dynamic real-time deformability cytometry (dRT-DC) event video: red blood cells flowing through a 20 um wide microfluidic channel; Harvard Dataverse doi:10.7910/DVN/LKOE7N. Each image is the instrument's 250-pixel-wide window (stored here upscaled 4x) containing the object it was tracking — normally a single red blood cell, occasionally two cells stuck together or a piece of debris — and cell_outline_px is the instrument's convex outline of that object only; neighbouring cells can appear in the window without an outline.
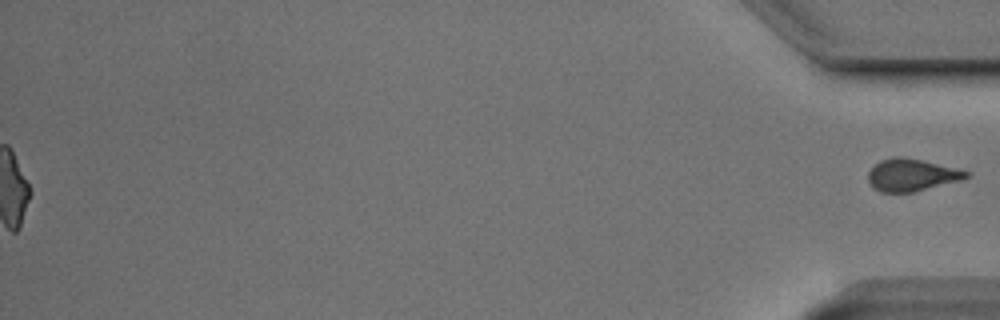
{"species": "Egyptian fruit bat (a non-hibernating species)", "species_latin": "Rousettus aegyptiacus", "temperature_condition": "cold", "stored_images_in_passage": 41, "segment_of_instrument_passage": [2, 2], "camera_frame_rate_fps": 3000, "um_per_image_px": 0.085, "animal": {"sex": "male"}, "frame": {"image": 1, "passage_image": 41, "time_ms": 13.333, "image_size_px": [1000, 320], "cell_outline_px": [[972, 172], [968, 176], [960, 180], [912, 192], [880, 192], [872, 188], [868, 180], [868, 172], [880, 160], [892, 156], [904, 156]], "centroid_in_image_um": [77.44, 14.86], "position_along_channel_um": 357.8, "area_um2": 18.32}}